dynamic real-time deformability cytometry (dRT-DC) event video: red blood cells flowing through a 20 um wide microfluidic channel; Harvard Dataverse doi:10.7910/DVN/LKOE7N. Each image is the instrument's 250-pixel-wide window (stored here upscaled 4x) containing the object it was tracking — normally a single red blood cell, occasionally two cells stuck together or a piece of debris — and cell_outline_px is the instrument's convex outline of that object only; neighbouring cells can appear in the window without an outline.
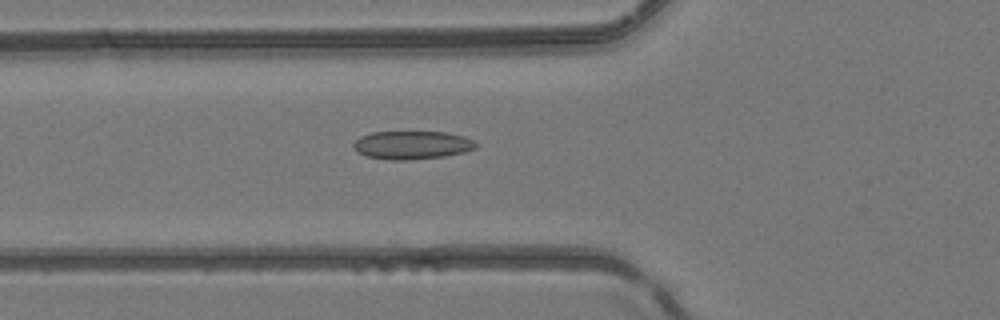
{"species": "common noctule bat (a hibernating species)", "species_latin": "Nyctalus noctula", "temperature_condition": "room temperature", "stored_images_in_passage": 50, "camera_frame_rate_fps": 3000, "um_per_image_px": 0.085, "animal": {"sex": "female", "body_mass_g": 24.6, "forearm_length_mm": 56.2}, "frame": {"image": 1, "passage_image": 19, "time_ms": 6.0, "image_size_px": [1000, 320], "cell_outline_px": [[476, 148], [464, 152], [444, 156], [408, 160], [392, 160], [368, 156], [356, 152], [352, 144], [360, 136], [372, 132], [448, 132], [464, 136], [472, 140], [476, 144]], "centroid_in_image_um": [35.01, 12.32], "position_along_channel_um": 90.8, "area_um2": 20.11}}
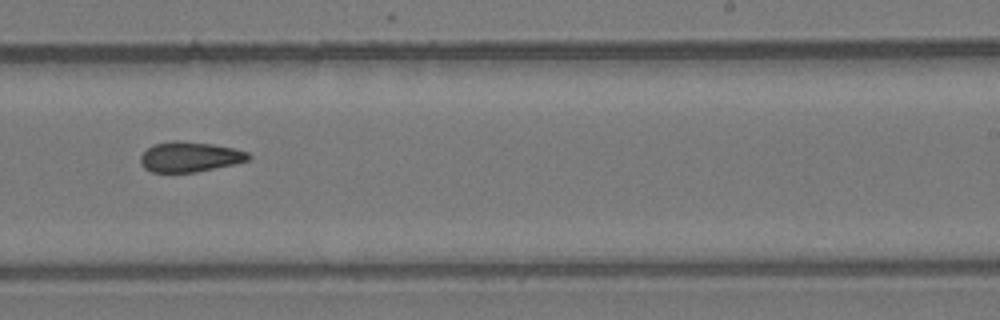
{"frame": {"image": 2, "passage_image": 32, "time_ms": 10.333, "image_size_px": [1000, 320], "cell_outline_px": [[252, 156], [248, 160], [232, 164], [196, 172], [152, 172], [144, 168], [140, 164], [140, 156], [152, 144], [172, 140], [176, 140], [212, 144], [232, 148], [248, 152]], "centroid_in_image_um": [16.09, 13.32], "position_along_channel_um": 272.9, "area_um2": 18.9}}
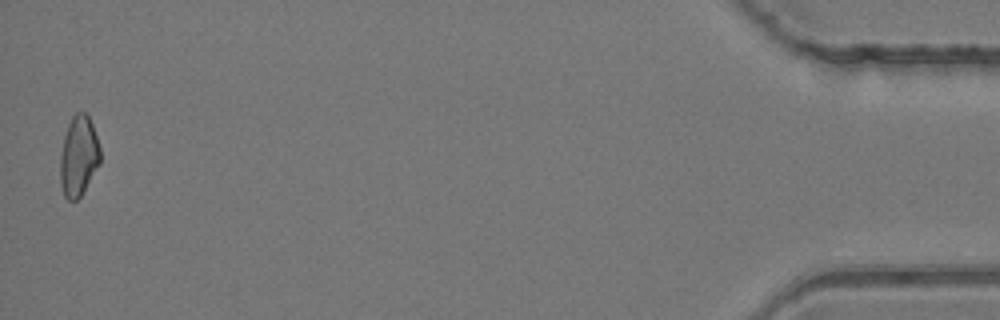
{"frame": {"image": 3, "passage_image": 50, "time_ms": 16.333, "image_size_px": [1000, 320], "cell_outline_px": [[100, 164], [80, 196], [76, 200], [68, 200], [64, 196], [60, 184], [60, 156], [64, 136], [68, 124], [72, 116], [76, 112], [84, 112], [88, 116], [92, 124], [100, 148]], "centroid_in_image_um": [6.67, 13.27], "position_along_channel_um": 428.5, "area_um2": 18.67}, "authors_computed_cell_mechanics": {"area_um2": 19.4497, "velocity_mm_per_s": 4.1888, "shape_relaxation_time_tau1_ms": null, "shape_relaxation_time_tau2_ms": 2.9421, "deformation_change_tau1": null, "deformation_change_tau2": 0.0907}}